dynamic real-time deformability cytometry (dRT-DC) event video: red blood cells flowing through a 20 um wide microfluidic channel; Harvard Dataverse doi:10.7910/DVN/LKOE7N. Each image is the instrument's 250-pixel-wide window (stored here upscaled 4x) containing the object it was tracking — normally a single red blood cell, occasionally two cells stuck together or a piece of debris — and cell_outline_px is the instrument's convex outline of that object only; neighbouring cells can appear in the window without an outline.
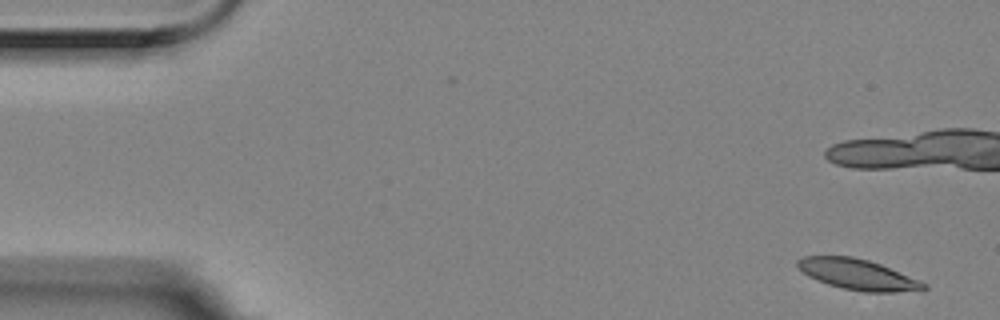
{"species": "Egyptian fruit bat (a non-hibernating species)", "species_latin": "Rousettus aegyptiacus", "temperature_condition": "room temperature", "stored_images_in_passage": 5, "camera_frame_rate_fps": 3000, "um_per_image_px": 0.085, "animal": {"sex": "female"}, "frame": {"image": 1, "passage_image": 1, "time_ms": 0.0, "image_size_px": [1000, 320], "cell_outline_px": [[928, 288], [924, 292], [864, 292], [840, 288], [816, 280], [808, 276], [796, 264], [796, 260], [804, 256], [852, 256], [868, 260], [880, 264], [920, 280], [928, 284]], "centroid_in_image_um": [72.98, 23.35], "position_along_channel_um": 12.0, "area_um2": 22.83}}